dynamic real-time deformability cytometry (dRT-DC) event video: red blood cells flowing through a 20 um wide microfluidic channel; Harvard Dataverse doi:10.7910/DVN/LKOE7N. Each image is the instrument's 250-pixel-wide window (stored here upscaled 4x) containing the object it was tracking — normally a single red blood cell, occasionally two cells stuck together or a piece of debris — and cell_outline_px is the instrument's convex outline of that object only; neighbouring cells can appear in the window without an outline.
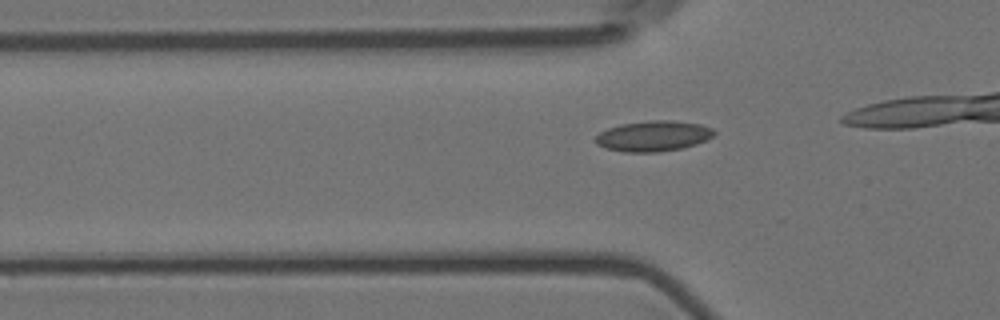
{"species": "Egyptian fruit bat (a non-hibernating species)", "species_latin": "Rousettus aegyptiacus", "temperature_condition": "room temperature", "stored_images_in_passage": 36, "camera_frame_rate_fps": 3000, "um_per_image_px": 0.085, "animal": {"sex": "female"}, "frame": {"image": 1, "passage_image": 11, "time_ms": 3.333, "image_size_px": [1000, 320], "cell_outline_px": [[716, 132], [712, 136], [696, 144], [680, 148], [656, 152], [624, 152], [604, 148], [596, 144], [596, 136], [600, 132], [608, 128], [620, 124], [648, 120], [672, 120], [700, 124], [712, 128]], "centroid_in_image_um": [55.5, 11.55], "position_along_channel_um": 70.3, "area_um2": 21.04}}
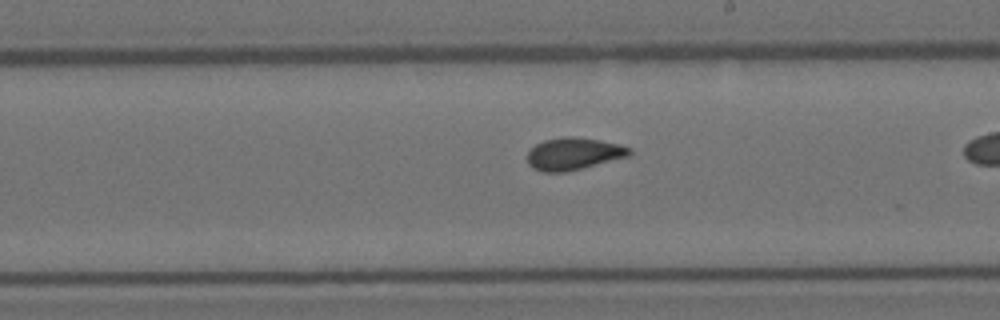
{"frame": {"image": 2, "passage_image": 25, "time_ms": 8.0, "image_size_px": [1000, 320], "cell_outline_px": [[632, 152], [628, 156], [564, 172], [544, 172], [532, 168], [528, 164], [528, 152], [536, 144], [544, 140], [564, 136], [572, 136], [600, 140], [620, 144], [632, 148]], "centroid_in_image_um": [48.75, 13.05], "position_along_channel_um": 240.3, "area_um2": 19.02}}
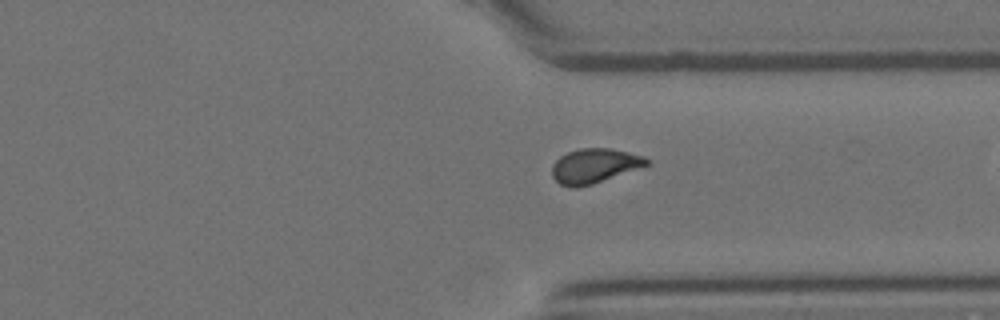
{"frame": {"image": 3, "passage_image": 35, "time_ms": 11.333, "image_size_px": [1000, 320], "cell_outline_px": [[652, 164], [592, 184], [576, 188], [572, 188], [560, 184], [552, 176], [552, 164], [560, 156], [568, 152], [580, 148], [612, 148], [644, 156]], "centroid_in_image_um": [50.53, 14.09], "position_along_channel_um": 360.9, "area_um2": 19.13}}